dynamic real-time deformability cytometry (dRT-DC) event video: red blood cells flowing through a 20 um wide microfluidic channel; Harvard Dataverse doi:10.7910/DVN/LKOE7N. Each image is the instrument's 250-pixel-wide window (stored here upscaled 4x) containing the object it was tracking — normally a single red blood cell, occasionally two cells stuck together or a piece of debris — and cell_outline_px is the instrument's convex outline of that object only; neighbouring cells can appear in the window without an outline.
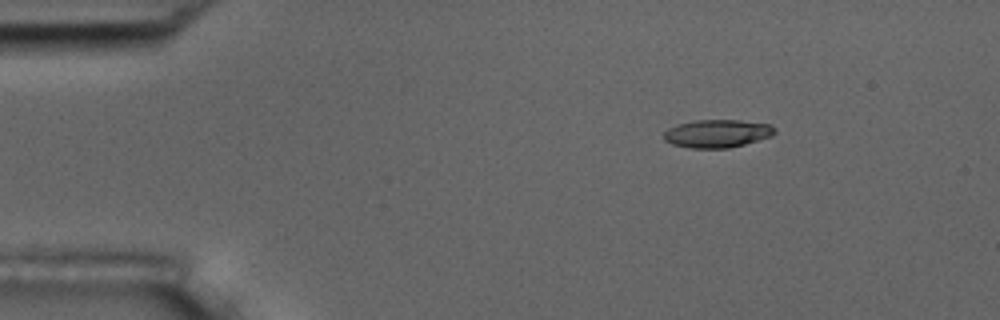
{"species": "common noctule bat (a hibernating species)", "species_latin": "Nyctalus noctula", "temperature_condition": "room temperature", "stored_images_in_passage": 5, "camera_frame_rate_fps": 3000, "um_per_image_px": 0.085, "animal": {"sex": "male", "body_mass_g": 17.5, "forearm_length_mm": 52.3}, "frame": {"image": 1, "passage_image": 3, "time_ms": 2.333, "image_size_px": [1000, 320], "cell_outline_px": [[776, 132], [772, 136], [744, 144], [728, 148], [688, 148], [672, 144], [664, 140], [664, 132], [668, 128], [676, 124], [696, 120], [740, 120], [768, 124], [776, 128]], "centroid_in_image_um": [60.95, 11.35], "position_along_channel_um": 24.1, "area_um2": 18.15}}